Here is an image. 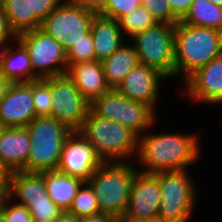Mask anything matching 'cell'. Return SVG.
I'll list each match as a JSON object with an SVG mask.
<instances>
[{
  "label": "cell",
  "mask_w": 222,
  "mask_h": 222,
  "mask_svg": "<svg viewBox=\"0 0 222 222\" xmlns=\"http://www.w3.org/2000/svg\"><path fill=\"white\" fill-rule=\"evenodd\" d=\"M33 101L36 117L50 116L52 112L49 78L33 81Z\"/></svg>",
  "instance_id": "cell-28"
},
{
  "label": "cell",
  "mask_w": 222,
  "mask_h": 222,
  "mask_svg": "<svg viewBox=\"0 0 222 222\" xmlns=\"http://www.w3.org/2000/svg\"><path fill=\"white\" fill-rule=\"evenodd\" d=\"M30 144L26 127H7L0 137V162L12 172L25 171Z\"/></svg>",
  "instance_id": "cell-18"
},
{
  "label": "cell",
  "mask_w": 222,
  "mask_h": 222,
  "mask_svg": "<svg viewBox=\"0 0 222 222\" xmlns=\"http://www.w3.org/2000/svg\"><path fill=\"white\" fill-rule=\"evenodd\" d=\"M17 50L5 45L2 47V70L1 75L10 82L33 81V68L27 48L18 39H15Z\"/></svg>",
  "instance_id": "cell-21"
},
{
  "label": "cell",
  "mask_w": 222,
  "mask_h": 222,
  "mask_svg": "<svg viewBox=\"0 0 222 222\" xmlns=\"http://www.w3.org/2000/svg\"><path fill=\"white\" fill-rule=\"evenodd\" d=\"M11 199V197L6 198L0 212L5 218L6 222H33V219L27 207L18 203L11 205V207L10 204L8 205Z\"/></svg>",
  "instance_id": "cell-33"
},
{
  "label": "cell",
  "mask_w": 222,
  "mask_h": 222,
  "mask_svg": "<svg viewBox=\"0 0 222 222\" xmlns=\"http://www.w3.org/2000/svg\"><path fill=\"white\" fill-rule=\"evenodd\" d=\"M18 197L26 206L30 201L51 200L45 186L42 172L14 171L11 176L10 196Z\"/></svg>",
  "instance_id": "cell-22"
},
{
  "label": "cell",
  "mask_w": 222,
  "mask_h": 222,
  "mask_svg": "<svg viewBox=\"0 0 222 222\" xmlns=\"http://www.w3.org/2000/svg\"><path fill=\"white\" fill-rule=\"evenodd\" d=\"M143 6L157 23L175 25L179 20L173 15L168 0H141Z\"/></svg>",
  "instance_id": "cell-31"
},
{
  "label": "cell",
  "mask_w": 222,
  "mask_h": 222,
  "mask_svg": "<svg viewBox=\"0 0 222 222\" xmlns=\"http://www.w3.org/2000/svg\"><path fill=\"white\" fill-rule=\"evenodd\" d=\"M78 2L89 11L101 14L105 10L109 0H78Z\"/></svg>",
  "instance_id": "cell-38"
},
{
  "label": "cell",
  "mask_w": 222,
  "mask_h": 222,
  "mask_svg": "<svg viewBox=\"0 0 222 222\" xmlns=\"http://www.w3.org/2000/svg\"><path fill=\"white\" fill-rule=\"evenodd\" d=\"M78 131L104 162H128L127 159L138 151L139 136L135 132L91 110Z\"/></svg>",
  "instance_id": "cell-3"
},
{
  "label": "cell",
  "mask_w": 222,
  "mask_h": 222,
  "mask_svg": "<svg viewBox=\"0 0 222 222\" xmlns=\"http://www.w3.org/2000/svg\"><path fill=\"white\" fill-rule=\"evenodd\" d=\"M2 56H3V50H0V75H1V70H2Z\"/></svg>",
  "instance_id": "cell-46"
},
{
  "label": "cell",
  "mask_w": 222,
  "mask_h": 222,
  "mask_svg": "<svg viewBox=\"0 0 222 222\" xmlns=\"http://www.w3.org/2000/svg\"><path fill=\"white\" fill-rule=\"evenodd\" d=\"M132 222H167L163 217H160L159 215L146 218V219H141V220H136Z\"/></svg>",
  "instance_id": "cell-42"
},
{
  "label": "cell",
  "mask_w": 222,
  "mask_h": 222,
  "mask_svg": "<svg viewBox=\"0 0 222 222\" xmlns=\"http://www.w3.org/2000/svg\"><path fill=\"white\" fill-rule=\"evenodd\" d=\"M139 63L134 45H122L101 61L105 80L110 89H116L124 77Z\"/></svg>",
  "instance_id": "cell-23"
},
{
  "label": "cell",
  "mask_w": 222,
  "mask_h": 222,
  "mask_svg": "<svg viewBox=\"0 0 222 222\" xmlns=\"http://www.w3.org/2000/svg\"><path fill=\"white\" fill-rule=\"evenodd\" d=\"M104 163L94 146L79 132L65 139L57 171L87 182Z\"/></svg>",
  "instance_id": "cell-12"
},
{
  "label": "cell",
  "mask_w": 222,
  "mask_h": 222,
  "mask_svg": "<svg viewBox=\"0 0 222 222\" xmlns=\"http://www.w3.org/2000/svg\"><path fill=\"white\" fill-rule=\"evenodd\" d=\"M222 54V32L182 23L175 24V76L186 79L195 70ZM183 73V74H181Z\"/></svg>",
  "instance_id": "cell-2"
},
{
  "label": "cell",
  "mask_w": 222,
  "mask_h": 222,
  "mask_svg": "<svg viewBox=\"0 0 222 222\" xmlns=\"http://www.w3.org/2000/svg\"><path fill=\"white\" fill-rule=\"evenodd\" d=\"M25 207L33 222H55L63 212L52 200L30 201Z\"/></svg>",
  "instance_id": "cell-29"
},
{
  "label": "cell",
  "mask_w": 222,
  "mask_h": 222,
  "mask_svg": "<svg viewBox=\"0 0 222 222\" xmlns=\"http://www.w3.org/2000/svg\"><path fill=\"white\" fill-rule=\"evenodd\" d=\"M68 212L78 217L100 214L95 192L88 182L81 185Z\"/></svg>",
  "instance_id": "cell-27"
},
{
  "label": "cell",
  "mask_w": 222,
  "mask_h": 222,
  "mask_svg": "<svg viewBox=\"0 0 222 222\" xmlns=\"http://www.w3.org/2000/svg\"><path fill=\"white\" fill-rule=\"evenodd\" d=\"M97 116L110 119L131 129L138 136L155 123V110L148 104L131 100L116 89H110L90 103Z\"/></svg>",
  "instance_id": "cell-6"
},
{
  "label": "cell",
  "mask_w": 222,
  "mask_h": 222,
  "mask_svg": "<svg viewBox=\"0 0 222 222\" xmlns=\"http://www.w3.org/2000/svg\"><path fill=\"white\" fill-rule=\"evenodd\" d=\"M175 25L157 23L134 38V47L140 64L154 68L166 78L175 77Z\"/></svg>",
  "instance_id": "cell-8"
},
{
  "label": "cell",
  "mask_w": 222,
  "mask_h": 222,
  "mask_svg": "<svg viewBox=\"0 0 222 222\" xmlns=\"http://www.w3.org/2000/svg\"><path fill=\"white\" fill-rule=\"evenodd\" d=\"M26 128L31 144L25 172L56 170L64 141L72 130L51 116H38Z\"/></svg>",
  "instance_id": "cell-5"
},
{
  "label": "cell",
  "mask_w": 222,
  "mask_h": 222,
  "mask_svg": "<svg viewBox=\"0 0 222 222\" xmlns=\"http://www.w3.org/2000/svg\"><path fill=\"white\" fill-rule=\"evenodd\" d=\"M161 188L159 216L167 222H187L194 210L195 185L187 169L157 173Z\"/></svg>",
  "instance_id": "cell-9"
},
{
  "label": "cell",
  "mask_w": 222,
  "mask_h": 222,
  "mask_svg": "<svg viewBox=\"0 0 222 222\" xmlns=\"http://www.w3.org/2000/svg\"><path fill=\"white\" fill-rule=\"evenodd\" d=\"M141 6V0H109L101 15L119 20Z\"/></svg>",
  "instance_id": "cell-32"
},
{
  "label": "cell",
  "mask_w": 222,
  "mask_h": 222,
  "mask_svg": "<svg viewBox=\"0 0 222 222\" xmlns=\"http://www.w3.org/2000/svg\"><path fill=\"white\" fill-rule=\"evenodd\" d=\"M211 3H214L215 5L222 6V0H209Z\"/></svg>",
  "instance_id": "cell-45"
},
{
  "label": "cell",
  "mask_w": 222,
  "mask_h": 222,
  "mask_svg": "<svg viewBox=\"0 0 222 222\" xmlns=\"http://www.w3.org/2000/svg\"><path fill=\"white\" fill-rule=\"evenodd\" d=\"M0 222H6L5 218L3 217L1 213H0Z\"/></svg>",
  "instance_id": "cell-47"
},
{
  "label": "cell",
  "mask_w": 222,
  "mask_h": 222,
  "mask_svg": "<svg viewBox=\"0 0 222 222\" xmlns=\"http://www.w3.org/2000/svg\"><path fill=\"white\" fill-rule=\"evenodd\" d=\"M147 134L139 136L137 158L144 165L141 172L184 170L200 156V139L195 134Z\"/></svg>",
  "instance_id": "cell-1"
},
{
  "label": "cell",
  "mask_w": 222,
  "mask_h": 222,
  "mask_svg": "<svg viewBox=\"0 0 222 222\" xmlns=\"http://www.w3.org/2000/svg\"><path fill=\"white\" fill-rule=\"evenodd\" d=\"M117 220L115 216L105 213L80 217V222H116Z\"/></svg>",
  "instance_id": "cell-39"
},
{
  "label": "cell",
  "mask_w": 222,
  "mask_h": 222,
  "mask_svg": "<svg viewBox=\"0 0 222 222\" xmlns=\"http://www.w3.org/2000/svg\"><path fill=\"white\" fill-rule=\"evenodd\" d=\"M193 0H168L173 15L181 21L189 11Z\"/></svg>",
  "instance_id": "cell-36"
},
{
  "label": "cell",
  "mask_w": 222,
  "mask_h": 222,
  "mask_svg": "<svg viewBox=\"0 0 222 222\" xmlns=\"http://www.w3.org/2000/svg\"><path fill=\"white\" fill-rule=\"evenodd\" d=\"M161 188L156 174L137 171L133 178L124 222L146 219L159 214Z\"/></svg>",
  "instance_id": "cell-13"
},
{
  "label": "cell",
  "mask_w": 222,
  "mask_h": 222,
  "mask_svg": "<svg viewBox=\"0 0 222 222\" xmlns=\"http://www.w3.org/2000/svg\"><path fill=\"white\" fill-rule=\"evenodd\" d=\"M2 9L16 35L41 26L42 21L31 13L30 0H2Z\"/></svg>",
  "instance_id": "cell-24"
},
{
  "label": "cell",
  "mask_w": 222,
  "mask_h": 222,
  "mask_svg": "<svg viewBox=\"0 0 222 222\" xmlns=\"http://www.w3.org/2000/svg\"><path fill=\"white\" fill-rule=\"evenodd\" d=\"M63 0H30L31 13L43 21Z\"/></svg>",
  "instance_id": "cell-34"
},
{
  "label": "cell",
  "mask_w": 222,
  "mask_h": 222,
  "mask_svg": "<svg viewBox=\"0 0 222 222\" xmlns=\"http://www.w3.org/2000/svg\"><path fill=\"white\" fill-rule=\"evenodd\" d=\"M42 177L50 199L63 211H68L84 181L57 170L43 171Z\"/></svg>",
  "instance_id": "cell-20"
},
{
  "label": "cell",
  "mask_w": 222,
  "mask_h": 222,
  "mask_svg": "<svg viewBox=\"0 0 222 222\" xmlns=\"http://www.w3.org/2000/svg\"><path fill=\"white\" fill-rule=\"evenodd\" d=\"M6 129H7V126L0 120V137L3 135Z\"/></svg>",
  "instance_id": "cell-44"
},
{
  "label": "cell",
  "mask_w": 222,
  "mask_h": 222,
  "mask_svg": "<svg viewBox=\"0 0 222 222\" xmlns=\"http://www.w3.org/2000/svg\"><path fill=\"white\" fill-rule=\"evenodd\" d=\"M91 35L95 60L103 61L123 45V32L119 21L101 14H95L91 24Z\"/></svg>",
  "instance_id": "cell-19"
},
{
  "label": "cell",
  "mask_w": 222,
  "mask_h": 222,
  "mask_svg": "<svg viewBox=\"0 0 222 222\" xmlns=\"http://www.w3.org/2000/svg\"><path fill=\"white\" fill-rule=\"evenodd\" d=\"M11 82L0 75V102L4 99L6 91Z\"/></svg>",
  "instance_id": "cell-41"
},
{
  "label": "cell",
  "mask_w": 222,
  "mask_h": 222,
  "mask_svg": "<svg viewBox=\"0 0 222 222\" xmlns=\"http://www.w3.org/2000/svg\"><path fill=\"white\" fill-rule=\"evenodd\" d=\"M12 173L6 165L0 162V192L6 197L10 196Z\"/></svg>",
  "instance_id": "cell-37"
},
{
  "label": "cell",
  "mask_w": 222,
  "mask_h": 222,
  "mask_svg": "<svg viewBox=\"0 0 222 222\" xmlns=\"http://www.w3.org/2000/svg\"><path fill=\"white\" fill-rule=\"evenodd\" d=\"M0 8H2V0H0Z\"/></svg>",
  "instance_id": "cell-48"
},
{
  "label": "cell",
  "mask_w": 222,
  "mask_h": 222,
  "mask_svg": "<svg viewBox=\"0 0 222 222\" xmlns=\"http://www.w3.org/2000/svg\"><path fill=\"white\" fill-rule=\"evenodd\" d=\"M17 38L28 50L33 81L67 74L66 51L54 37L37 28L22 32Z\"/></svg>",
  "instance_id": "cell-10"
},
{
  "label": "cell",
  "mask_w": 222,
  "mask_h": 222,
  "mask_svg": "<svg viewBox=\"0 0 222 222\" xmlns=\"http://www.w3.org/2000/svg\"><path fill=\"white\" fill-rule=\"evenodd\" d=\"M55 222H80V217L68 211H63Z\"/></svg>",
  "instance_id": "cell-40"
},
{
  "label": "cell",
  "mask_w": 222,
  "mask_h": 222,
  "mask_svg": "<svg viewBox=\"0 0 222 222\" xmlns=\"http://www.w3.org/2000/svg\"><path fill=\"white\" fill-rule=\"evenodd\" d=\"M118 21L121 31H125L124 33H127L131 38L157 24L156 20L143 6H139L136 10L122 16Z\"/></svg>",
  "instance_id": "cell-26"
},
{
  "label": "cell",
  "mask_w": 222,
  "mask_h": 222,
  "mask_svg": "<svg viewBox=\"0 0 222 222\" xmlns=\"http://www.w3.org/2000/svg\"><path fill=\"white\" fill-rule=\"evenodd\" d=\"M94 16L78 1L65 0L41 22L40 29L54 37L67 52L90 33Z\"/></svg>",
  "instance_id": "cell-7"
},
{
  "label": "cell",
  "mask_w": 222,
  "mask_h": 222,
  "mask_svg": "<svg viewBox=\"0 0 222 222\" xmlns=\"http://www.w3.org/2000/svg\"><path fill=\"white\" fill-rule=\"evenodd\" d=\"M67 76L89 103L110 90L100 61L73 64L68 68Z\"/></svg>",
  "instance_id": "cell-17"
},
{
  "label": "cell",
  "mask_w": 222,
  "mask_h": 222,
  "mask_svg": "<svg viewBox=\"0 0 222 222\" xmlns=\"http://www.w3.org/2000/svg\"><path fill=\"white\" fill-rule=\"evenodd\" d=\"M52 112L51 117L78 131L90 111V103L81 95L73 81L66 75L49 77Z\"/></svg>",
  "instance_id": "cell-11"
},
{
  "label": "cell",
  "mask_w": 222,
  "mask_h": 222,
  "mask_svg": "<svg viewBox=\"0 0 222 222\" xmlns=\"http://www.w3.org/2000/svg\"><path fill=\"white\" fill-rule=\"evenodd\" d=\"M68 68L79 62H87L95 60V51L91 32L84 36V40L79 41L72 46L67 52Z\"/></svg>",
  "instance_id": "cell-30"
},
{
  "label": "cell",
  "mask_w": 222,
  "mask_h": 222,
  "mask_svg": "<svg viewBox=\"0 0 222 222\" xmlns=\"http://www.w3.org/2000/svg\"><path fill=\"white\" fill-rule=\"evenodd\" d=\"M116 222H124V221H122L121 219H118Z\"/></svg>",
  "instance_id": "cell-49"
},
{
  "label": "cell",
  "mask_w": 222,
  "mask_h": 222,
  "mask_svg": "<svg viewBox=\"0 0 222 222\" xmlns=\"http://www.w3.org/2000/svg\"><path fill=\"white\" fill-rule=\"evenodd\" d=\"M167 79L158 70L138 63L120 82L116 90L125 97L146 103L155 110L159 85ZM161 80V81H160Z\"/></svg>",
  "instance_id": "cell-15"
},
{
  "label": "cell",
  "mask_w": 222,
  "mask_h": 222,
  "mask_svg": "<svg viewBox=\"0 0 222 222\" xmlns=\"http://www.w3.org/2000/svg\"><path fill=\"white\" fill-rule=\"evenodd\" d=\"M11 37L15 40L17 38V35L11 29L4 10L0 8V47L8 45V40L11 39Z\"/></svg>",
  "instance_id": "cell-35"
},
{
  "label": "cell",
  "mask_w": 222,
  "mask_h": 222,
  "mask_svg": "<svg viewBox=\"0 0 222 222\" xmlns=\"http://www.w3.org/2000/svg\"><path fill=\"white\" fill-rule=\"evenodd\" d=\"M6 196L0 192V212L2 210V207H3V204H4V201L6 200Z\"/></svg>",
  "instance_id": "cell-43"
},
{
  "label": "cell",
  "mask_w": 222,
  "mask_h": 222,
  "mask_svg": "<svg viewBox=\"0 0 222 222\" xmlns=\"http://www.w3.org/2000/svg\"><path fill=\"white\" fill-rule=\"evenodd\" d=\"M188 97L196 102L221 103L222 54L184 79Z\"/></svg>",
  "instance_id": "cell-16"
},
{
  "label": "cell",
  "mask_w": 222,
  "mask_h": 222,
  "mask_svg": "<svg viewBox=\"0 0 222 222\" xmlns=\"http://www.w3.org/2000/svg\"><path fill=\"white\" fill-rule=\"evenodd\" d=\"M181 22L222 32V6L215 5L209 0H193Z\"/></svg>",
  "instance_id": "cell-25"
},
{
  "label": "cell",
  "mask_w": 222,
  "mask_h": 222,
  "mask_svg": "<svg viewBox=\"0 0 222 222\" xmlns=\"http://www.w3.org/2000/svg\"><path fill=\"white\" fill-rule=\"evenodd\" d=\"M35 118L33 81L11 82L0 102V120L7 127H26Z\"/></svg>",
  "instance_id": "cell-14"
},
{
  "label": "cell",
  "mask_w": 222,
  "mask_h": 222,
  "mask_svg": "<svg viewBox=\"0 0 222 222\" xmlns=\"http://www.w3.org/2000/svg\"><path fill=\"white\" fill-rule=\"evenodd\" d=\"M134 166L130 162H104L87 181L95 192L100 213L123 218L137 172Z\"/></svg>",
  "instance_id": "cell-4"
}]
</instances>
